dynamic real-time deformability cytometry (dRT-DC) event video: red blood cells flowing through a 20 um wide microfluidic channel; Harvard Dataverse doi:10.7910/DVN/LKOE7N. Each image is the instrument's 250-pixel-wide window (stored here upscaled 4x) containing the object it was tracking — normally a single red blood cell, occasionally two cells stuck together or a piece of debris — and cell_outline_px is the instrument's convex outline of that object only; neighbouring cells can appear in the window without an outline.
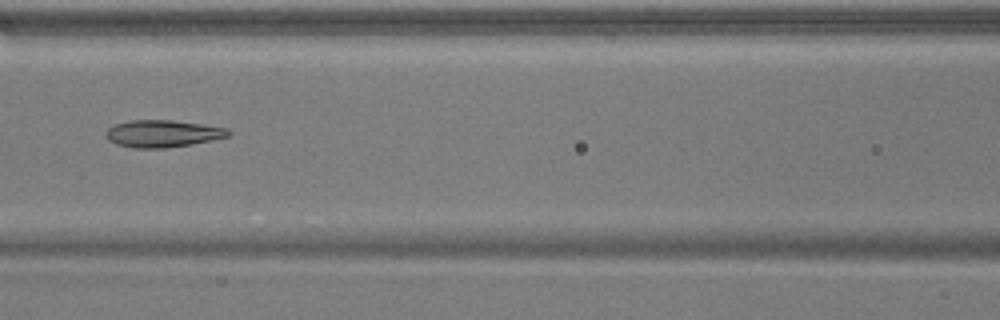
{"species": "common noctule bat (a hibernating species)", "species_latin": "Nyctalus noctula", "temperature_condition": "warm", "stored_images_in_passage": 53, "camera_frame_rate_fps": 3000, "um_per_image_px": 0.085, "animal": {"sex": "male", "body_mass_g": 17.9}, "frame": {"image": 1, "passage_image": 24, "time_ms": 7.667, "image_size_px": [1000, 320], "cell_outline_px": [[232, 132], [228, 136], [212, 140], [164, 148], [132, 148], [116, 144], [108, 140], [104, 132], [108, 128], [116, 124], [132, 120], [172, 120], [228, 128]], "centroid_in_image_um": [13.8, 11.35], "position_along_channel_um": 152.8, "area_um2": 19.25}}
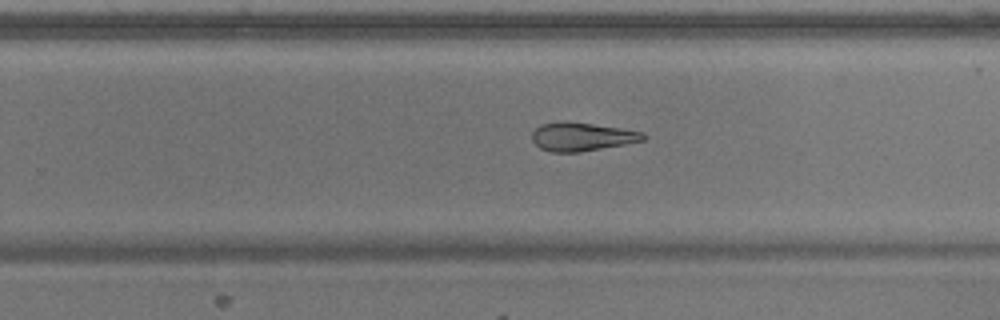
{"frame": {"image": 2, "passage_image": 34, "time_ms": 11.0, "image_size_px": [1000, 320], "cell_outline_px": [[648, 136], [644, 140], [624, 144], [580, 152], [552, 152], [540, 148], [532, 140], [532, 132], [540, 124], [556, 120], [568, 120], [620, 128], [644, 132]], "centroid_in_image_um": [49.43, 11.59], "position_along_channel_um": 280.4, "area_um2": 18.73}}
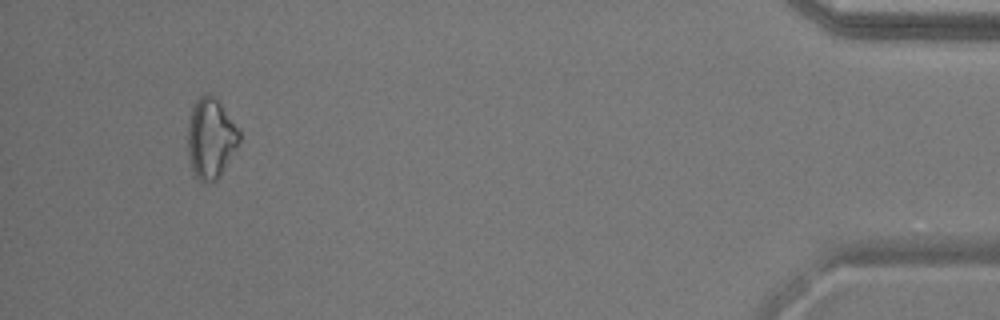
{"frame": {"image": 3, "passage_image": 50, "time_ms": 16.333, "image_size_px": [1000, 320], "cell_outline_px": [[240, 144], [220, 176], [216, 180], [208, 184], [204, 184], [196, 180], [192, 172], [188, 156], [188, 124], [192, 108], [196, 100], [200, 96], [208, 92], [216, 96], [240, 132]], "centroid_in_image_um": [17.91, 11.8], "position_along_channel_um": 417.3, "area_um2": 24.62}, "authors_computed_cell_mechanics": {"area_um2": 22.0218, "velocity_mm_per_s": 3.8387, "shape_relaxation_time_tau1_ms": 2.5137, "shape_relaxation_time_tau2_ms": 3.658, "deformation_change_tau1": 0.1014, "deformation_change_tau2": 0.1229}}